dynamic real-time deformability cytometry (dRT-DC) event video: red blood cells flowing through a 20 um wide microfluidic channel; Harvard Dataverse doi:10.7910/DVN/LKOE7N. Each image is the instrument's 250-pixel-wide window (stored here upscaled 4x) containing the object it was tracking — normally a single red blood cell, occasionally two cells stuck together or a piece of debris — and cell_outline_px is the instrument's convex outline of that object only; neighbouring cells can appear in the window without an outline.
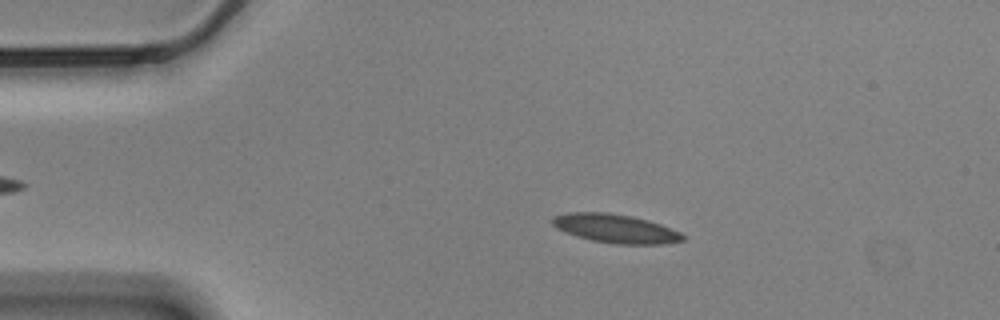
{"species": "Egyptian fruit bat (a non-hibernating species)", "species_latin": "Rousettus aegyptiacus", "temperature_condition": "cold", "stored_images_in_passage": 56, "camera_frame_rate_fps": 3000, "um_per_image_px": 0.085, "animal": {"sex": "male"}, "frame": {"image": 1, "passage_image": 10, "time_ms": 3.0, "image_size_px": [1000, 320], "cell_outline_px": [[688, 236], [684, 240], [668, 244], [616, 244], [592, 240], [576, 236], [556, 228], [552, 224], [552, 216], [568, 212], [608, 212], [632, 216], [648, 220], [660, 224], [680, 232]], "centroid_in_image_um": [52.34, 19.42], "position_along_channel_um": 32.7, "area_um2": 22.02}}
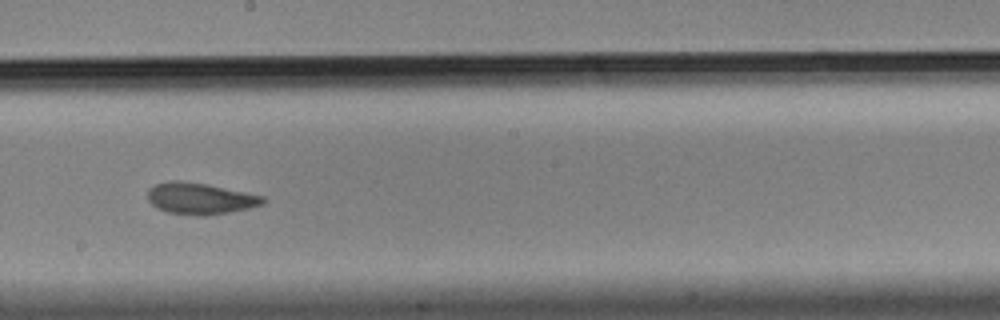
{"frame": {"image": 2, "passage_image": 31, "time_ms": 10.0, "image_size_px": [1000, 320], "cell_outline_px": [[264, 204], [248, 208], [228, 212], [204, 216], [196, 216], [168, 212], [156, 208], [148, 200], [148, 188], [156, 184], [168, 180], [180, 180], [208, 184], [264, 196]], "centroid_in_image_um": [16.97, 16.86], "position_along_channel_um": 231.2, "area_um2": 21.21}}
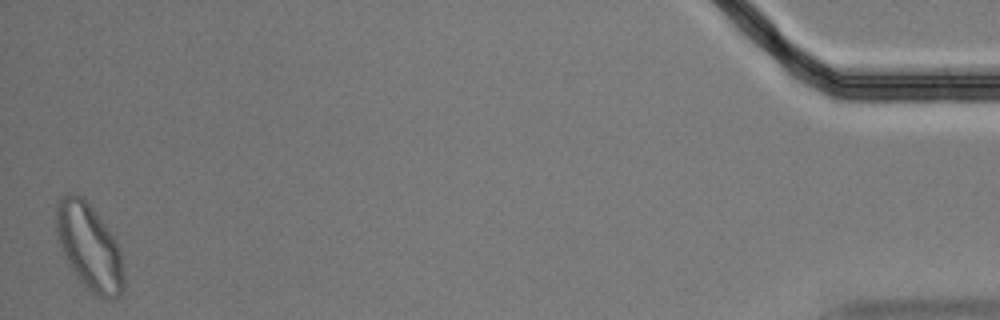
{"frame": {"image": 3, "passage_image": 56, "time_ms": 18.333, "image_size_px": [1000, 320], "cell_outline_px": [[124, 288], [120, 296], [112, 300], [104, 300], [92, 292], [76, 276], [68, 264], [64, 256], [56, 236], [56, 204], [60, 196], [72, 192], [76, 192], [84, 196], [116, 240], [120, 248], [124, 276]], "centroid_in_image_um": [7.58, 20.97], "position_along_channel_um": 427.6, "area_um2": 34.45}, "authors_computed_cell_mechanics": {"area_um2": 21.097, "velocity_mm_per_s": 3.4483, "shape_relaxation_time_tau1_ms": 5.3313, "shape_relaxation_time_tau2_ms": 1.8752, "deformation_change_tau1": 0.1458, "deformation_change_tau2": 0.0687}}